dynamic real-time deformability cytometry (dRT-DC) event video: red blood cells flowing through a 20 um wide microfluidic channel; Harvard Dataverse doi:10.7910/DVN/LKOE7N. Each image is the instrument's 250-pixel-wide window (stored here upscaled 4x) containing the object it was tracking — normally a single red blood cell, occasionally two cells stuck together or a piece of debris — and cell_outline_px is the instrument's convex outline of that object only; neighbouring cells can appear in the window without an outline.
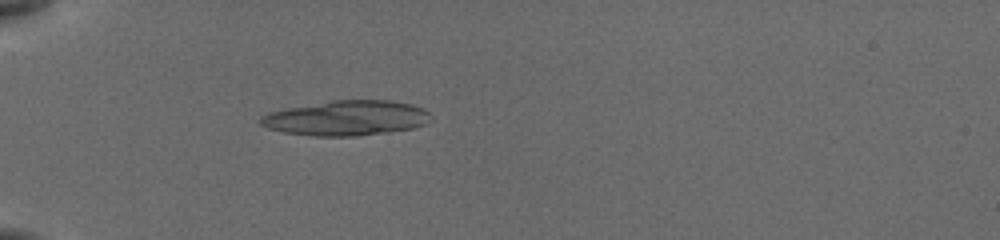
{"species": "common noctule bat (a hibernating species)", "species_latin": "Nyctalus noctula", "temperature_condition": "cold", "stored_images_in_passage": 29, "camera_frame_rate_fps": 3000, "um_per_image_px": 0.085, "animal": {"sex": "female", "body_mass_g": 19.5, "forearm_length_mm": 54.1}, "frame": {"image": 1, "passage_image": 16, "time_ms": 6.0, "image_size_px": [1000, 240], "cell_outline_px": [[432, 120], [424, 124], [412, 128], [388, 132], [356, 136], [312, 136], [284, 132], [268, 128], [260, 124], [260, 116], [268, 112], [288, 108], [332, 100], [388, 100], [412, 104], [424, 108], [432, 116]], "centroid_in_image_um": [29.46, 10.03], "position_along_channel_um": 55.5, "area_um2": 34.8}}